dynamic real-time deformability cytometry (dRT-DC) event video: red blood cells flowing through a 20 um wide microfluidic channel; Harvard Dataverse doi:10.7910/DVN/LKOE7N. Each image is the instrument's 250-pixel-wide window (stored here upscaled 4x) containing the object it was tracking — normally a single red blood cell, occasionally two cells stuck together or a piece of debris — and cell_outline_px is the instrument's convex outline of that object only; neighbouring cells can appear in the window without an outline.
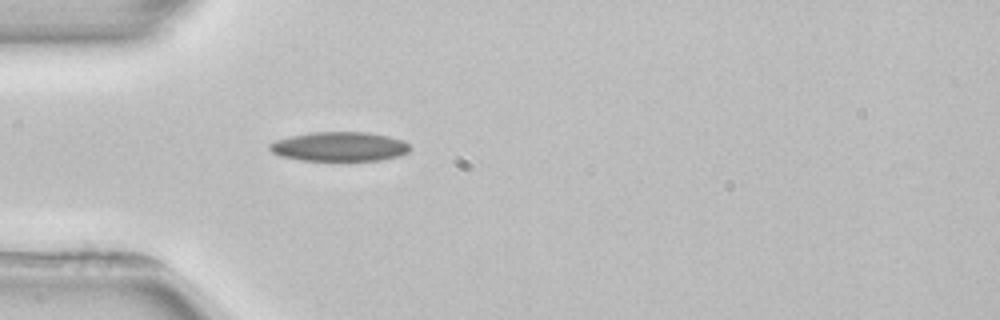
{"species": "common noctule bat (a hibernating species)", "species_latin": "Nyctalus noctula", "temperature_condition": "room temperature", "stored_images_in_passage": 2, "camera_frame_rate_fps": 3000, "um_per_image_px": 0.085, "animal": {"sex": "female", "body_mass_g": 22.7, "forearm_length_mm": 54.2}, "frame": {"image": 1, "passage_image": 2, "time_ms": 2.667, "image_size_px": [1000, 320], "cell_outline_px": [[412, 148], [408, 152], [400, 156], [380, 160], [300, 160], [280, 156], [272, 152], [268, 148], [268, 144], [276, 140], [292, 136], [312, 132], [368, 132], [388, 136], [404, 140]], "centroid_in_image_um": [28.87, 12.46], "position_along_channel_um": 56.1, "area_um2": 24.04}}